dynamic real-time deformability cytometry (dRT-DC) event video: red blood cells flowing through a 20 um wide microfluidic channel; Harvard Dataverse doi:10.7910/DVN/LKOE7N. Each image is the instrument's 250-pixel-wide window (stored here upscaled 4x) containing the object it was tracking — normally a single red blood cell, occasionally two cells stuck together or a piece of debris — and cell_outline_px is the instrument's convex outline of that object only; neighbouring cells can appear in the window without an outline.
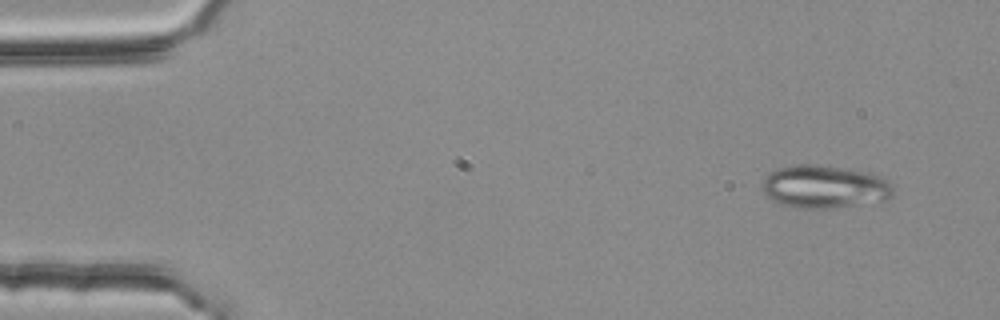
{"species": "common noctule bat (a hibernating species)", "species_latin": "Nyctalus noctula", "temperature_condition": "room temperature", "stored_images_in_passage": 4, "camera_frame_rate_fps": 3000, "um_per_image_px": 0.085, "animal": {"sex": "female", "body_mass_g": 25.1}, "frame": {"image": 1, "passage_image": 1, "time_ms": 0.0, "image_size_px": [1000, 320], "cell_outline_px": [[892, 196], [888, 200], [836, 208], [792, 208], [780, 204], [764, 196], [760, 184], [764, 176], [768, 172], [776, 168], [796, 164], [808, 164], [864, 172], [880, 176], [888, 180], [892, 184]], "centroid_in_image_um": [70.0, 15.9], "position_along_channel_um": 15.0, "area_um2": 33.06}}